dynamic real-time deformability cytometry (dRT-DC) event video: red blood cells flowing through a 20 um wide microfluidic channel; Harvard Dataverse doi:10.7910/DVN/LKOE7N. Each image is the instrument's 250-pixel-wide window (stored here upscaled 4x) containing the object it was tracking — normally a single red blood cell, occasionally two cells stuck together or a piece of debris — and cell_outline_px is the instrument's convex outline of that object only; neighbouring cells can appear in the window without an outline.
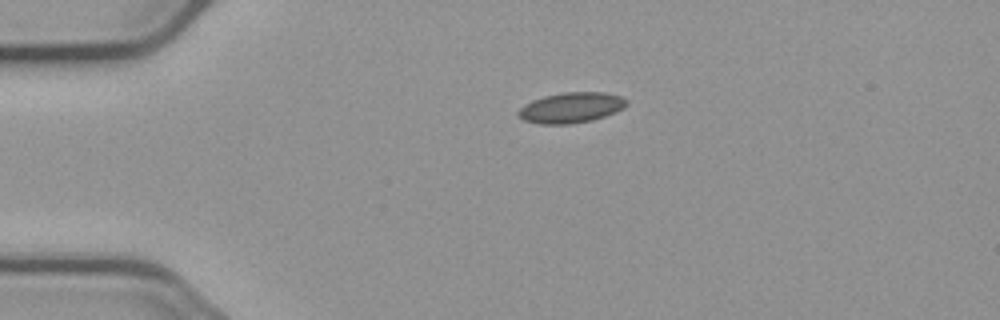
{"species": "common noctule bat (a hibernating species)", "species_latin": "Nyctalus noctula", "temperature_condition": "cold", "stored_images_in_passage": 2, "camera_frame_rate_fps": 3000, "um_per_image_px": 0.085, "animal": {"sex": "male", "body_mass_g": 23.1, "forearm_length_mm": 52.7}, "frame": {"image": 1, "passage_image": 1, "time_ms": 0.0, "image_size_px": [1000, 320], "cell_outline_px": [[628, 104], [624, 108], [616, 112], [592, 120], [568, 124], [540, 124], [524, 120], [516, 116], [516, 112], [520, 108], [532, 100], [544, 96], [564, 92], [604, 92], [620, 96], [628, 100]], "centroid_in_image_um": [48.54, 9.15], "position_along_channel_um": 36.5, "area_um2": 19.31}}